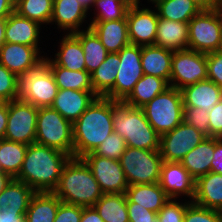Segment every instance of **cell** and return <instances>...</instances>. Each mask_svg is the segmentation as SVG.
<instances>
[{"label": "cell", "mask_w": 222, "mask_h": 222, "mask_svg": "<svg viewBox=\"0 0 222 222\" xmlns=\"http://www.w3.org/2000/svg\"><path fill=\"white\" fill-rule=\"evenodd\" d=\"M70 158L61 150L35 142L28 145L21 170L15 179L24 182L35 192H53Z\"/></svg>", "instance_id": "1"}, {"label": "cell", "mask_w": 222, "mask_h": 222, "mask_svg": "<svg viewBox=\"0 0 222 222\" xmlns=\"http://www.w3.org/2000/svg\"><path fill=\"white\" fill-rule=\"evenodd\" d=\"M112 132V99L98 97L73 123V157L94 152Z\"/></svg>", "instance_id": "2"}, {"label": "cell", "mask_w": 222, "mask_h": 222, "mask_svg": "<svg viewBox=\"0 0 222 222\" xmlns=\"http://www.w3.org/2000/svg\"><path fill=\"white\" fill-rule=\"evenodd\" d=\"M53 193L66 204L92 207L102 196L100 185L82 158L71 157L65 164Z\"/></svg>", "instance_id": "3"}, {"label": "cell", "mask_w": 222, "mask_h": 222, "mask_svg": "<svg viewBox=\"0 0 222 222\" xmlns=\"http://www.w3.org/2000/svg\"><path fill=\"white\" fill-rule=\"evenodd\" d=\"M113 131L126 145L144 150H159L160 135L146 119L142 108H135L124 100H112Z\"/></svg>", "instance_id": "4"}, {"label": "cell", "mask_w": 222, "mask_h": 222, "mask_svg": "<svg viewBox=\"0 0 222 222\" xmlns=\"http://www.w3.org/2000/svg\"><path fill=\"white\" fill-rule=\"evenodd\" d=\"M58 90L54 75L49 68V54L44 55L25 73L18 76L19 99L37 108L50 107Z\"/></svg>", "instance_id": "5"}, {"label": "cell", "mask_w": 222, "mask_h": 222, "mask_svg": "<svg viewBox=\"0 0 222 222\" xmlns=\"http://www.w3.org/2000/svg\"><path fill=\"white\" fill-rule=\"evenodd\" d=\"M35 142L73 157V123L51 107L38 108Z\"/></svg>", "instance_id": "6"}, {"label": "cell", "mask_w": 222, "mask_h": 222, "mask_svg": "<svg viewBox=\"0 0 222 222\" xmlns=\"http://www.w3.org/2000/svg\"><path fill=\"white\" fill-rule=\"evenodd\" d=\"M142 109L146 119L159 135L172 131L183 122L182 94L174 87H169L155 96Z\"/></svg>", "instance_id": "7"}, {"label": "cell", "mask_w": 222, "mask_h": 222, "mask_svg": "<svg viewBox=\"0 0 222 222\" xmlns=\"http://www.w3.org/2000/svg\"><path fill=\"white\" fill-rule=\"evenodd\" d=\"M128 185L159 182L163 158L159 150H144L127 146L120 158Z\"/></svg>", "instance_id": "8"}, {"label": "cell", "mask_w": 222, "mask_h": 222, "mask_svg": "<svg viewBox=\"0 0 222 222\" xmlns=\"http://www.w3.org/2000/svg\"><path fill=\"white\" fill-rule=\"evenodd\" d=\"M222 39L221 19L213 10H201L188 22V49L200 53L216 52Z\"/></svg>", "instance_id": "9"}, {"label": "cell", "mask_w": 222, "mask_h": 222, "mask_svg": "<svg viewBox=\"0 0 222 222\" xmlns=\"http://www.w3.org/2000/svg\"><path fill=\"white\" fill-rule=\"evenodd\" d=\"M38 108L21 99L8 102V121L4 139L30 145L36 140Z\"/></svg>", "instance_id": "10"}, {"label": "cell", "mask_w": 222, "mask_h": 222, "mask_svg": "<svg viewBox=\"0 0 222 222\" xmlns=\"http://www.w3.org/2000/svg\"><path fill=\"white\" fill-rule=\"evenodd\" d=\"M207 80L206 54L193 50L173 51L169 86L183 89Z\"/></svg>", "instance_id": "11"}, {"label": "cell", "mask_w": 222, "mask_h": 222, "mask_svg": "<svg viewBox=\"0 0 222 222\" xmlns=\"http://www.w3.org/2000/svg\"><path fill=\"white\" fill-rule=\"evenodd\" d=\"M118 54L120 64L118 66L114 88L105 98L125 100L144 74L141 66V46L129 44L122 48Z\"/></svg>", "instance_id": "12"}, {"label": "cell", "mask_w": 222, "mask_h": 222, "mask_svg": "<svg viewBox=\"0 0 222 222\" xmlns=\"http://www.w3.org/2000/svg\"><path fill=\"white\" fill-rule=\"evenodd\" d=\"M206 136L184 121L160 135L159 152L165 162H181L183 157L195 148Z\"/></svg>", "instance_id": "13"}, {"label": "cell", "mask_w": 222, "mask_h": 222, "mask_svg": "<svg viewBox=\"0 0 222 222\" xmlns=\"http://www.w3.org/2000/svg\"><path fill=\"white\" fill-rule=\"evenodd\" d=\"M90 167L103 194L125 193L128 188L119 160L95 155L93 152L82 157Z\"/></svg>", "instance_id": "14"}, {"label": "cell", "mask_w": 222, "mask_h": 222, "mask_svg": "<svg viewBox=\"0 0 222 222\" xmlns=\"http://www.w3.org/2000/svg\"><path fill=\"white\" fill-rule=\"evenodd\" d=\"M145 5L139 4L128 10L126 19L130 44L148 46L155 43L158 14L154 7Z\"/></svg>", "instance_id": "15"}, {"label": "cell", "mask_w": 222, "mask_h": 222, "mask_svg": "<svg viewBox=\"0 0 222 222\" xmlns=\"http://www.w3.org/2000/svg\"><path fill=\"white\" fill-rule=\"evenodd\" d=\"M88 18L89 11L78 0H53L50 24L57 26L54 28L58 29L59 34L62 31L63 34H73L88 29L90 26Z\"/></svg>", "instance_id": "16"}, {"label": "cell", "mask_w": 222, "mask_h": 222, "mask_svg": "<svg viewBox=\"0 0 222 222\" xmlns=\"http://www.w3.org/2000/svg\"><path fill=\"white\" fill-rule=\"evenodd\" d=\"M159 184L169 198L190 201L194 198L195 179L180 162L163 161Z\"/></svg>", "instance_id": "17"}, {"label": "cell", "mask_w": 222, "mask_h": 222, "mask_svg": "<svg viewBox=\"0 0 222 222\" xmlns=\"http://www.w3.org/2000/svg\"><path fill=\"white\" fill-rule=\"evenodd\" d=\"M42 27L44 31L45 26L34 20L20 16L14 11L6 18L5 42L33 46L42 52L43 55H47L42 50V47H40L41 43L43 45V42H45V40L42 41V38L45 39L41 35L43 33Z\"/></svg>", "instance_id": "18"}, {"label": "cell", "mask_w": 222, "mask_h": 222, "mask_svg": "<svg viewBox=\"0 0 222 222\" xmlns=\"http://www.w3.org/2000/svg\"><path fill=\"white\" fill-rule=\"evenodd\" d=\"M35 193L24 182L12 178L0 193V218L25 217L30 200Z\"/></svg>", "instance_id": "19"}, {"label": "cell", "mask_w": 222, "mask_h": 222, "mask_svg": "<svg viewBox=\"0 0 222 222\" xmlns=\"http://www.w3.org/2000/svg\"><path fill=\"white\" fill-rule=\"evenodd\" d=\"M96 98L94 91L59 89L50 107L74 123Z\"/></svg>", "instance_id": "20"}, {"label": "cell", "mask_w": 222, "mask_h": 222, "mask_svg": "<svg viewBox=\"0 0 222 222\" xmlns=\"http://www.w3.org/2000/svg\"><path fill=\"white\" fill-rule=\"evenodd\" d=\"M44 55L36 47L5 42L0 47V63L17 76L38 62Z\"/></svg>", "instance_id": "21"}, {"label": "cell", "mask_w": 222, "mask_h": 222, "mask_svg": "<svg viewBox=\"0 0 222 222\" xmlns=\"http://www.w3.org/2000/svg\"><path fill=\"white\" fill-rule=\"evenodd\" d=\"M89 28L97 35L108 53H118L130 44L127 19L90 22Z\"/></svg>", "instance_id": "22"}, {"label": "cell", "mask_w": 222, "mask_h": 222, "mask_svg": "<svg viewBox=\"0 0 222 222\" xmlns=\"http://www.w3.org/2000/svg\"><path fill=\"white\" fill-rule=\"evenodd\" d=\"M60 35L57 50L50 54V59L60 67L71 71L86 70L85 56L80 41L73 34ZM61 38V39H60ZM59 44V45H58Z\"/></svg>", "instance_id": "23"}, {"label": "cell", "mask_w": 222, "mask_h": 222, "mask_svg": "<svg viewBox=\"0 0 222 222\" xmlns=\"http://www.w3.org/2000/svg\"><path fill=\"white\" fill-rule=\"evenodd\" d=\"M154 45L173 51L188 49V22L158 17Z\"/></svg>", "instance_id": "24"}, {"label": "cell", "mask_w": 222, "mask_h": 222, "mask_svg": "<svg viewBox=\"0 0 222 222\" xmlns=\"http://www.w3.org/2000/svg\"><path fill=\"white\" fill-rule=\"evenodd\" d=\"M184 107L211 110L221 99L220 86L211 80H203L180 90Z\"/></svg>", "instance_id": "25"}, {"label": "cell", "mask_w": 222, "mask_h": 222, "mask_svg": "<svg viewBox=\"0 0 222 222\" xmlns=\"http://www.w3.org/2000/svg\"><path fill=\"white\" fill-rule=\"evenodd\" d=\"M173 50L155 45L141 46V66L146 75L170 82Z\"/></svg>", "instance_id": "26"}, {"label": "cell", "mask_w": 222, "mask_h": 222, "mask_svg": "<svg viewBox=\"0 0 222 222\" xmlns=\"http://www.w3.org/2000/svg\"><path fill=\"white\" fill-rule=\"evenodd\" d=\"M195 204L218 210L222 205V174L209 172L195 180Z\"/></svg>", "instance_id": "27"}, {"label": "cell", "mask_w": 222, "mask_h": 222, "mask_svg": "<svg viewBox=\"0 0 222 222\" xmlns=\"http://www.w3.org/2000/svg\"><path fill=\"white\" fill-rule=\"evenodd\" d=\"M214 151L215 138L206 137L200 144L188 152L180 163L196 180L198 177L211 172Z\"/></svg>", "instance_id": "28"}, {"label": "cell", "mask_w": 222, "mask_h": 222, "mask_svg": "<svg viewBox=\"0 0 222 222\" xmlns=\"http://www.w3.org/2000/svg\"><path fill=\"white\" fill-rule=\"evenodd\" d=\"M125 195L127 202H135V206H143L155 213H158L169 200L159 182L154 184L128 185Z\"/></svg>", "instance_id": "29"}, {"label": "cell", "mask_w": 222, "mask_h": 222, "mask_svg": "<svg viewBox=\"0 0 222 222\" xmlns=\"http://www.w3.org/2000/svg\"><path fill=\"white\" fill-rule=\"evenodd\" d=\"M61 202L53 192H36L26 211V222H54Z\"/></svg>", "instance_id": "30"}, {"label": "cell", "mask_w": 222, "mask_h": 222, "mask_svg": "<svg viewBox=\"0 0 222 222\" xmlns=\"http://www.w3.org/2000/svg\"><path fill=\"white\" fill-rule=\"evenodd\" d=\"M169 87V83L165 79L143 74L124 101L135 108H142L155 96L163 93Z\"/></svg>", "instance_id": "31"}, {"label": "cell", "mask_w": 222, "mask_h": 222, "mask_svg": "<svg viewBox=\"0 0 222 222\" xmlns=\"http://www.w3.org/2000/svg\"><path fill=\"white\" fill-rule=\"evenodd\" d=\"M119 64V54L108 53L105 60L91 73L93 90L98 97H105L114 88Z\"/></svg>", "instance_id": "32"}, {"label": "cell", "mask_w": 222, "mask_h": 222, "mask_svg": "<svg viewBox=\"0 0 222 222\" xmlns=\"http://www.w3.org/2000/svg\"><path fill=\"white\" fill-rule=\"evenodd\" d=\"M93 207L104 222H129L125 193L103 194Z\"/></svg>", "instance_id": "33"}, {"label": "cell", "mask_w": 222, "mask_h": 222, "mask_svg": "<svg viewBox=\"0 0 222 222\" xmlns=\"http://www.w3.org/2000/svg\"><path fill=\"white\" fill-rule=\"evenodd\" d=\"M73 35L82 45L86 71L91 74L105 60L108 52L90 28L73 33Z\"/></svg>", "instance_id": "34"}, {"label": "cell", "mask_w": 222, "mask_h": 222, "mask_svg": "<svg viewBox=\"0 0 222 222\" xmlns=\"http://www.w3.org/2000/svg\"><path fill=\"white\" fill-rule=\"evenodd\" d=\"M152 7L158 17L177 22H189L201 11L192 0H159Z\"/></svg>", "instance_id": "35"}, {"label": "cell", "mask_w": 222, "mask_h": 222, "mask_svg": "<svg viewBox=\"0 0 222 222\" xmlns=\"http://www.w3.org/2000/svg\"><path fill=\"white\" fill-rule=\"evenodd\" d=\"M49 68L54 75L58 89L94 91L91 83V74L86 70L71 71L57 66L50 58Z\"/></svg>", "instance_id": "36"}, {"label": "cell", "mask_w": 222, "mask_h": 222, "mask_svg": "<svg viewBox=\"0 0 222 222\" xmlns=\"http://www.w3.org/2000/svg\"><path fill=\"white\" fill-rule=\"evenodd\" d=\"M28 145L6 139L0 140V169L11 178L21 170Z\"/></svg>", "instance_id": "37"}, {"label": "cell", "mask_w": 222, "mask_h": 222, "mask_svg": "<svg viewBox=\"0 0 222 222\" xmlns=\"http://www.w3.org/2000/svg\"><path fill=\"white\" fill-rule=\"evenodd\" d=\"M15 12L40 23L42 26L50 25L53 14V0H15Z\"/></svg>", "instance_id": "38"}, {"label": "cell", "mask_w": 222, "mask_h": 222, "mask_svg": "<svg viewBox=\"0 0 222 222\" xmlns=\"http://www.w3.org/2000/svg\"><path fill=\"white\" fill-rule=\"evenodd\" d=\"M128 10V6L115 0H95L93 7L89 11V17L91 16L89 19L90 22H106L125 19Z\"/></svg>", "instance_id": "39"}, {"label": "cell", "mask_w": 222, "mask_h": 222, "mask_svg": "<svg viewBox=\"0 0 222 222\" xmlns=\"http://www.w3.org/2000/svg\"><path fill=\"white\" fill-rule=\"evenodd\" d=\"M127 145L125 140L116 132H112L106 139L95 149V155L120 160L121 155L125 152Z\"/></svg>", "instance_id": "40"}, {"label": "cell", "mask_w": 222, "mask_h": 222, "mask_svg": "<svg viewBox=\"0 0 222 222\" xmlns=\"http://www.w3.org/2000/svg\"><path fill=\"white\" fill-rule=\"evenodd\" d=\"M181 200V201H180ZM192 201L186 199H174L169 200L157 213V219L159 222H183L185 210Z\"/></svg>", "instance_id": "41"}, {"label": "cell", "mask_w": 222, "mask_h": 222, "mask_svg": "<svg viewBox=\"0 0 222 222\" xmlns=\"http://www.w3.org/2000/svg\"><path fill=\"white\" fill-rule=\"evenodd\" d=\"M18 98V76L0 63V102Z\"/></svg>", "instance_id": "42"}, {"label": "cell", "mask_w": 222, "mask_h": 222, "mask_svg": "<svg viewBox=\"0 0 222 222\" xmlns=\"http://www.w3.org/2000/svg\"><path fill=\"white\" fill-rule=\"evenodd\" d=\"M183 121L209 137V114L204 108L184 107Z\"/></svg>", "instance_id": "43"}, {"label": "cell", "mask_w": 222, "mask_h": 222, "mask_svg": "<svg viewBox=\"0 0 222 222\" xmlns=\"http://www.w3.org/2000/svg\"><path fill=\"white\" fill-rule=\"evenodd\" d=\"M183 222H222L215 209H209L191 202L186 210Z\"/></svg>", "instance_id": "44"}, {"label": "cell", "mask_w": 222, "mask_h": 222, "mask_svg": "<svg viewBox=\"0 0 222 222\" xmlns=\"http://www.w3.org/2000/svg\"><path fill=\"white\" fill-rule=\"evenodd\" d=\"M207 79L218 86L222 85V53L216 51L206 54Z\"/></svg>", "instance_id": "45"}, {"label": "cell", "mask_w": 222, "mask_h": 222, "mask_svg": "<svg viewBox=\"0 0 222 222\" xmlns=\"http://www.w3.org/2000/svg\"><path fill=\"white\" fill-rule=\"evenodd\" d=\"M83 207L61 202L54 222H80Z\"/></svg>", "instance_id": "46"}, {"label": "cell", "mask_w": 222, "mask_h": 222, "mask_svg": "<svg viewBox=\"0 0 222 222\" xmlns=\"http://www.w3.org/2000/svg\"><path fill=\"white\" fill-rule=\"evenodd\" d=\"M209 137L222 138V99L208 111Z\"/></svg>", "instance_id": "47"}, {"label": "cell", "mask_w": 222, "mask_h": 222, "mask_svg": "<svg viewBox=\"0 0 222 222\" xmlns=\"http://www.w3.org/2000/svg\"><path fill=\"white\" fill-rule=\"evenodd\" d=\"M129 222H154L157 213L150 211L143 206H135V202H127Z\"/></svg>", "instance_id": "48"}, {"label": "cell", "mask_w": 222, "mask_h": 222, "mask_svg": "<svg viewBox=\"0 0 222 222\" xmlns=\"http://www.w3.org/2000/svg\"><path fill=\"white\" fill-rule=\"evenodd\" d=\"M211 162V172L222 174V138H215V151Z\"/></svg>", "instance_id": "49"}, {"label": "cell", "mask_w": 222, "mask_h": 222, "mask_svg": "<svg viewBox=\"0 0 222 222\" xmlns=\"http://www.w3.org/2000/svg\"><path fill=\"white\" fill-rule=\"evenodd\" d=\"M80 222H104L95 208L83 207L82 217Z\"/></svg>", "instance_id": "50"}, {"label": "cell", "mask_w": 222, "mask_h": 222, "mask_svg": "<svg viewBox=\"0 0 222 222\" xmlns=\"http://www.w3.org/2000/svg\"><path fill=\"white\" fill-rule=\"evenodd\" d=\"M8 121V102H0V140L4 139Z\"/></svg>", "instance_id": "51"}, {"label": "cell", "mask_w": 222, "mask_h": 222, "mask_svg": "<svg viewBox=\"0 0 222 222\" xmlns=\"http://www.w3.org/2000/svg\"><path fill=\"white\" fill-rule=\"evenodd\" d=\"M15 11V0H0V19L7 18Z\"/></svg>", "instance_id": "52"}, {"label": "cell", "mask_w": 222, "mask_h": 222, "mask_svg": "<svg viewBox=\"0 0 222 222\" xmlns=\"http://www.w3.org/2000/svg\"><path fill=\"white\" fill-rule=\"evenodd\" d=\"M200 10H213L217 5V0H192Z\"/></svg>", "instance_id": "53"}, {"label": "cell", "mask_w": 222, "mask_h": 222, "mask_svg": "<svg viewBox=\"0 0 222 222\" xmlns=\"http://www.w3.org/2000/svg\"><path fill=\"white\" fill-rule=\"evenodd\" d=\"M11 179L12 178L8 174L0 170V193L5 189Z\"/></svg>", "instance_id": "54"}, {"label": "cell", "mask_w": 222, "mask_h": 222, "mask_svg": "<svg viewBox=\"0 0 222 222\" xmlns=\"http://www.w3.org/2000/svg\"><path fill=\"white\" fill-rule=\"evenodd\" d=\"M6 18L0 19V47L5 43Z\"/></svg>", "instance_id": "55"}, {"label": "cell", "mask_w": 222, "mask_h": 222, "mask_svg": "<svg viewBox=\"0 0 222 222\" xmlns=\"http://www.w3.org/2000/svg\"><path fill=\"white\" fill-rule=\"evenodd\" d=\"M0 222H26V217L0 218Z\"/></svg>", "instance_id": "56"}, {"label": "cell", "mask_w": 222, "mask_h": 222, "mask_svg": "<svg viewBox=\"0 0 222 222\" xmlns=\"http://www.w3.org/2000/svg\"><path fill=\"white\" fill-rule=\"evenodd\" d=\"M118 1L126 6H128L129 8L139 5V0H115Z\"/></svg>", "instance_id": "57"}, {"label": "cell", "mask_w": 222, "mask_h": 222, "mask_svg": "<svg viewBox=\"0 0 222 222\" xmlns=\"http://www.w3.org/2000/svg\"><path fill=\"white\" fill-rule=\"evenodd\" d=\"M88 11L93 7L95 0H78Z\"/></svg>", "instance_id": "58"}, {"label": "cell", "mask_w": 222, "mask_h": 222, "mask_svg": "<svg viewBox=\"0 0 222 222\" xmlns=\"http://www.w3.org/2000/svg\"><path fill=\"white\" fill-rule=\"evenodd\" d=\"M215 10L218 13L221 23H222V0L217 1V5L215 6Z\"/></svg>", "instance_id": "59"}, {"label": "cell", "mask_w": 222, "mask_h": 222, "mask_svg": "<svg viewBox=\"0 0 222 222\" xmlns=\"http://www.w3.org/2000/svg\"><path fill=\"white\" fill-rule=\"evenodd\" d=\"M148 2L147 3H149V5H154L157 1H159V0H147ZM142 1L141 0H139V4L140 5H142V3H141Z\"/></svg>", "instance_id": "60"}, {"label": "cell", "mask_w": 222, "mask_h": 222, "mask_svg": "<svg viewBox=\"0 0 222 222\" xmlns=\"http://www.w3.org/2000/svg\"><path fill=\"white\" fill-rule=\"evenodd\" d=\"M217 211H218V214H219L221 221H222V205L218 208Z\"/></svg>", "instance_id": "61"}, {"label": "cell", "mask_w": 222, "mask_h": 222, "mask_svg": "<svg viewBox=\"0 0 222 222\" xmlns=\"http://www.w3.org/2000/svg\"><path fill=\"white\" fill-rule=\"evenodd\" d=\"M218 52L222 53V39H221V42H220V46H219Z\"/></svg>", "instance_id": "62"}, {"label": "cell", "mask_w": 222, "mask_h": 222, "mask_svg": "<svg viewBox=\"0 0 222 222\" xmlns=\"http://www.w3.org/2000/svg\"><path fill=\"white\" fill-rule=\"evenodd\" d=\"M220 93H221V97H222V85H220Z\"/></svg>", "instance_id": "63"}]
</instances>
